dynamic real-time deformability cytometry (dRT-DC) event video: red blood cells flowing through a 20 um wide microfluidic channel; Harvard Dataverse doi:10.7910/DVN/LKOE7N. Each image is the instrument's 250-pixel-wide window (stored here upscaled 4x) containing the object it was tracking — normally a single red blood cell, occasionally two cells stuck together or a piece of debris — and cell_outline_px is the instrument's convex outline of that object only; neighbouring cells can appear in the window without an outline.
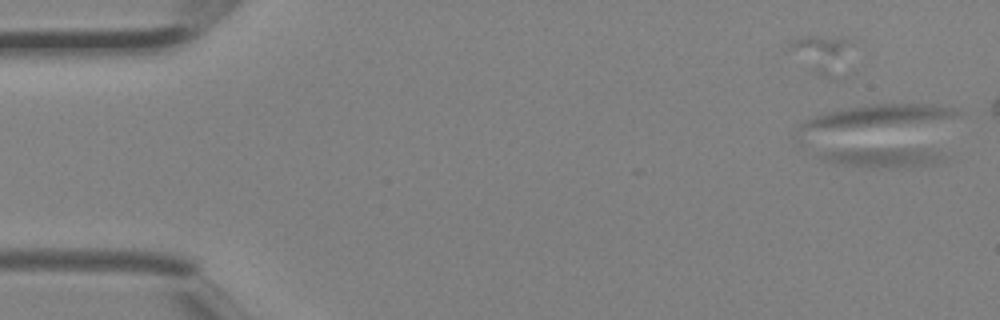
{"species": "Egyptian fruit bat (a non-hibernating species)", "species_latin": "Rousettus aegyptiacus", "temperature_condition": "room temperature", "stored_images_in_passage": 5, "camera_frame_rate_fps": 3000, "um_per_image_px": 0.085, "animal": {"sex": "female"}, "frame": {"image": 1, "passage_image": 2, "time_ms": 0.333, "image_size_px": [1000, 320], "cell_outline_px": [[944, 160], [936, 164], [908, 168], [876, 168], [820, 160], [820, 152], [864, 148], [924, 148], [944, 152]], "centroid_in_image_um": [75.24, 13.37], "position_along_channel_um": 9.8, "area_um2": 14.62}}